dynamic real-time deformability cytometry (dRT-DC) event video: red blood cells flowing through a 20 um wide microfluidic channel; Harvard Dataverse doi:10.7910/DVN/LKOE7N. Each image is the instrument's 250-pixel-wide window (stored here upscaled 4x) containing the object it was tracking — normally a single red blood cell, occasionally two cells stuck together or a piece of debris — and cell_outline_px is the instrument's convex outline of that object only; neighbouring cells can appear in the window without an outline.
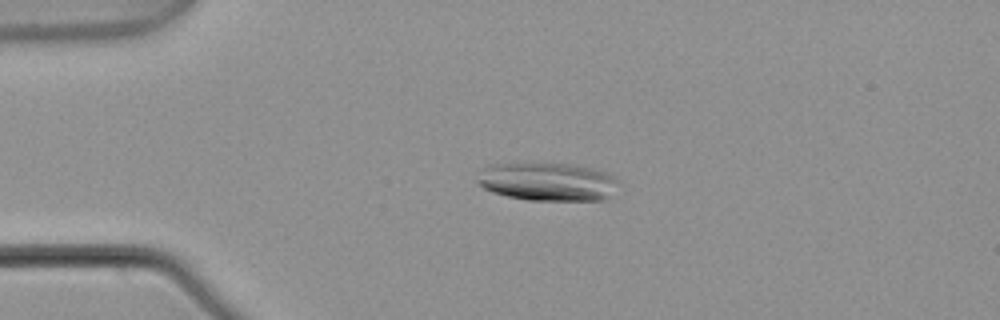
{"species": "common noctule bat (a hibernating species)", "species_latin": "Nyctalus noctula", "temperature_condition": "warm", "stored_images_in_passage": 3, "camera_frame_rate_fps": 3000, "um_per_image_px": 0.085, "animal": {"sex": "male", "body_mass_g": 21.5, "forearm_length_mm": 52.0}, "frame": {"image": 1, "passage_image": 3, "time_ms": 0.667, "image_size_px": [1000, 320], "cell_outline_px": [[616, 180], [604, 200], [528, 200], [508, 196], [492, 192], [484, 188], [476, 180], [488, 164], [572, 164], [592, 168], [608, 172], [616, 176]], "centroid_in_image_um": [46.51, 15.44], "position_along_channel_um": 38.5, "area_um2": 30.81}}